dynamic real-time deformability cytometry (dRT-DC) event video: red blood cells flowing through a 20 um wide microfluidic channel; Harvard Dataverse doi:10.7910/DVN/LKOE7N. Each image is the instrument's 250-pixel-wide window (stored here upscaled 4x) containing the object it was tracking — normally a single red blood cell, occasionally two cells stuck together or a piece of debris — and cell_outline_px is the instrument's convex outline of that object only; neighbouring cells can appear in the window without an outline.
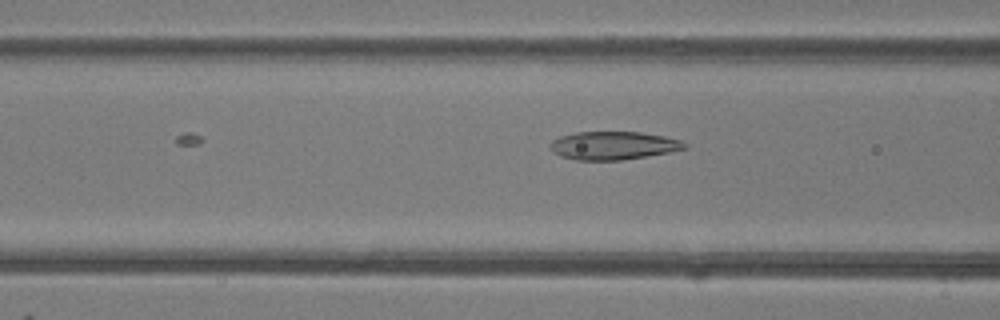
{"species": "common noctule bat (a hibernating species)", "species_latin": "Nyctalus noctula", "temperature_condition": "room temperature", "stored_images_in_passage": 10, "camera_frame_rate_fps": 3000, "um_per_image_px": 0.085, "animal": {"sex": "female"}, "frame": {"image": 1, "passage_image": 10, "time_ms": 3.0, "image_size_px": [1000, 320], "cell_outline_px": [[688, 148], [668, 152], [620, 160], [576, 160], [560, 156], [552, 152], [548, 144], [552, 140], [560, 136], [576, 132], [640, 132], [664, 136], [680, 140], [688, 144]], "centroid_in_image_um": [52.09, 12.37], "position_along_channel_um": 114.5, "area_um2": 22.08}}